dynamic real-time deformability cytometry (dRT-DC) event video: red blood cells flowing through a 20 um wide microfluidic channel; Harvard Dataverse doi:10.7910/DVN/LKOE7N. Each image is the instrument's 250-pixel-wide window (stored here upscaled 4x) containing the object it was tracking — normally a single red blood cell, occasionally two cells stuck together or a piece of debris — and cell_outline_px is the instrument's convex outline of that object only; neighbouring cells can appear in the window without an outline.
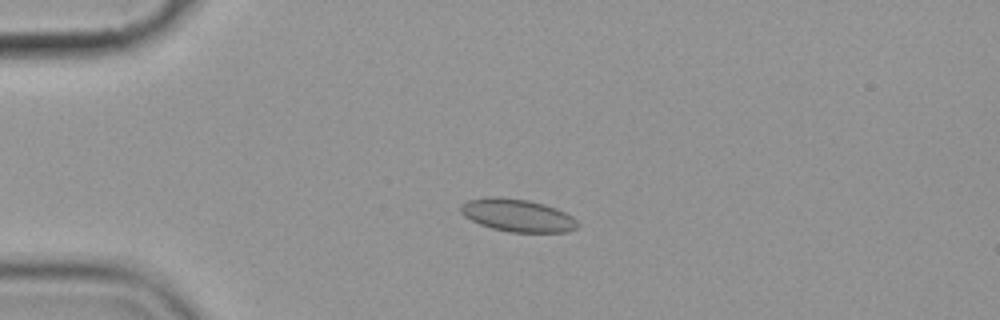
{"species": "common noctule bat (a hibernating species)", "species_latin": "Nyctalus noctula", "temperature_condition": "cold", "stored_images_in_passage": 3, "camera_frame_rate_fps": 3000, "um_per_image_px": 0.085, "animal": {"sex": "female", "body_mass_g": 19.9}, "frame": {"image": 1, "passage_image": 2, "time_ms": 1.333, "image_size_px": [1000, 320], "cell_outline_px": [[580, 224], [576, 228], [568, 232], [508, 232], [492, 228], [480, 224], [464, 216], [460, 212], [460, 208], [468, 200], [488, 196], [500, 196], [528, 200], [544, 204], [556, 208], [572, 216]], "centroid_in_image_um": [44.0, 18.3], "position_along_channel_um": 41.0, "area_um2": 22.31}}